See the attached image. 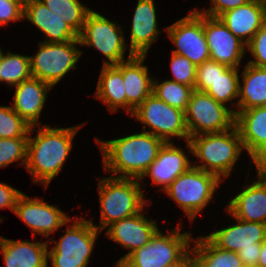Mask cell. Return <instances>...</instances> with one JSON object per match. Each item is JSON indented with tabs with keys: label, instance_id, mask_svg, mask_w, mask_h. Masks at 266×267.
<instances>
[{
	"label": "cell",
	"instance_id": "6da1fadb",
	"mask_svg": "<svg viewBox=\"0 0 266 267\" xmlns=\"http://www.w3.org/2000/svg\"><path fill=\"white\" fill-rule=\"evenodd\" d=\"M97 143L102 151L104 169L121 178L140 179L156 159L165 141L148 132L132 134Z\"/></svg>",
	"mask_w": 266,
	"mask_h": 267
},
{
	"label": "cell",
	"instance_id": "7a4b0ae2",
	"mask_svg": "<svg viewBox=\"0 0 266 267\" xmlns=\"http://www.w3.org/2000/svg\"><path fill=\"white\" fill-rule=\"evenodd\" d=\"M81 125L68 128H51L45 125L38 129L35 138L28 137L25 168L34 183L47 187L59 174L72 148V140Z\"/></svg>",
	"mask_w": 266,
	"mask_h": 267
},
{
	"label": "cell",
	"instance_id": "3957f363",
	"mask_svg": "<svg viewBox=\"0 0 266 267\" xmlns=\"http://www.w3.org/2000/svg\"><path fill=\"white\" fill-rule=\"evenodd\" d=\"M186 142L190 152L200 162H204L193 166L216 175L220 180L221 176H230L234 164L244 150L236 126L223 132L192 136Z\"/></svg>",
	"mask_w": 266,
	"mask_h": 267
},
{
	"label": "cell",
	"instance_id": "277c9868",
	"mask_svg": "<svg viewBox=\"0 0 266 267\" xmlns=\"http://www.w3.org/2000/svg\"><path fill=\"white\" fill-rule=\"evenodd\" d=\"M134 178L106 177L98 184L102 232L112 223L139 213L146 205L141 182Z\"/></svg>",
	"mask_w": 266,
	"mask_h": 267
},
{
	"label": "cell",
	"instance_id": "5b68a950",
	"mask_svg": "<svg viewBox=\"0 0 266 267\" xmlns=\"http://www.w3.org/2000/svg\"><path fill=\"white\" fill-rule=\"evenodd\" d=\"M176 227L164 235L159 229L151 240L130 253L117 267H164L179 260L194 242L189 232Z\"/></svg>",
	"mask_w": 266,
	"mask_h": 267
},
{
	"label": "cell",
	"instance_id": "8992f818",
	"mask_svg": "<svg viewBox=\"0 0 266 267\" xmlns=\"http://www.w3.org/2000/svg\"><path fill=\"white\" fill-rule=\"evenodd\" d=\"M221 180L214 174L192 166L164 191L185 211L191 221L211 202Z\"/></svg>",
	"mask_w": 266,
	"mask_h": 267
},
{
	"label": "cell",
	"instance_id": "52a82bcc",
	"mask_svg": "<svg viewBox=\"0 0 266 267\" xmlns=\"http://www.w3.org/2000/svg\"><path fill=\"white\" fill-rule=\"evenodd\" d=\"M67 227L58 243L47 251L52 267H86L100 231L92 221L79 218Z\"/></svg>",
	"mask_w": 266,
	"mask_h": 267
},
{
	"label": "cell",
	"instance_id": "ba28073f",
	"mask_svg": "<svg viewBox=\"0 0 266 267\" xmlns=\"http://www.w3.org/2000/svg\"><path fill=\"white\" fill-rule=\"evenodd\" d=\"M184 114L189 137L223 132L235 126L236 110L195 89Z\"/></svg>",
	"mask_w": 266,
	"mask_h": 267
},
{
	"label": "cell",
	"instance_id": "9c48e42d",
	"mask_svg": "<svg viewBox=\"0 0 266 267\" xmlns=\"http://www.w3.org/2000/svg\"><path fill=\"white\" fill-rule=\"evenodd\" d=\"M79 40L69 42H40L37 54L30 56L32 77L56 85L68 71L76 68V62L82 52L76 45Z\"/></svg>",
	"mask_w": 266,
	"mask_h": 267
},
{
	"label": "cell",
	"instance_id": "30bf717a",
	"mask_svg": "<svg viewBox=\"0 0 266 267\" xmlns=\"http://www.w3.org/2000/svg\"><path fill=\"white\" fill-rule=\"evenodd\" d=\"M78 40L80 46H93L100 51L108 59L104 65H117L125 61L127 44L121 27L93 10L87 14Z\"/></svg>",
	"mask_w": 266,
	"mask_h": 267
},
{
	"label": "cell",
	"instance_id": "8fae6325",
	"mask_svg": "<svg viewBox=\"0 0 266 267\" xmlns=\"http://www.w3.org/2000/svg\"><path fill=\"white\" fill-rule=\"evenodd\" d=\"M143 124L151 128L146 131L165 142H171L170 137H181L189 140V134L185 124L184 111L168 105L166 102L150 94L132 113Z\"/></svg>",
	"mask_w": 266,
	"mask_h": 267
},
{
	"label": "cell",
	"instance_id": "7c38bea8",
	"mask_svg": "<svg viewBox=\"0 0 266 267\" xmlns=\"http://www.w3.org/2000/svg\"><path fill=\"white\" fill-rule=\"evenodd\" d=\"M168 36L176 45L173 53L187 57L194 65L210 60V52L204 34V14L195 10L166 27Z\"/></svg>",
	"mask_w": 266,
	"mask_h": 267
},
{
	"label": "cell",
	"instance_id": "4fadbf2b",
	"mask_svg": "<svg viewBox=\"0 0 266 267\" xmlns=\"http://www.w3.org/2000/svg\"><path fill=\"white\" fill-rule=\"evenodd\" d=\"M204 34L210 60L228 67L239 68L247 50L246 44L236 37L220 18L204 15Z\"/></svg>",
	"mask_w": 266,
	"mask_h": 267
},
{
	"label": "cell",
	"instance_id": "5bb4252c",
	"mask_svg": "<svg viewBox=\"0 0 266 267\" xmlns=\"http://www.w3.org/2000/svg\"><path fill=\"white\" fill-rule=\"evenodd\" d=\"M14 213L32 229L34 235L38 233L46 238L56 229L71 222V218L54 205L38 198H29L24 193L17 199Z\"/></svg>",
	"mask_w": 266,
	"mask_h": 267
},
{
	"label": "cell",
	"instance_id": "9a60e30c",
	"mask_svg": "<svg viewBox=\"0 0 266 267\" xmlns=\"http://www.w3.org/2000/svg\"><path fill=\"white\" fill-rule=\"evenodd\" d=\"M141 212H143V209L133 216L112 223L106 231V236L109 239L126 249H130L125 256L117 261L116 266L134 250L146 245L158 230L156 221L152 219L148 221Z\"/></svg>",
	"mask_w": 266,
	"mask_h": 267
},
{
	"label": "cell",
	"instance_id": "2e32d148",
	"mask_svg": "<svg viewBox=\"0 0 266 267\" xmlns=\"http://www.w3.org/2000/svg\"><path fill=\"white\" fill-rule=\"evenodd\" d=\"M238 224L214 231L206 237L218 248L238 252L242 248H256L266 240V224L236 219Z\"/></svg>",
	"mask_w": 266,
	"mask_h": 267
},
{
	"label": "cell",
	"instance_id": "e0dca14e",
	"mask_svg": "<svg viewBox=\"0 0 266 267\" xmlns=\"http://www.w3.org/2000/svg\"><path fill=\"white\" fill-rule=\"evenodd\" d=\"M219 18L236 37L247 44L266 23V0H251L223 13Z\"/></svg>",
	"mask_w": 266,
	"mask_h": 267
},
{
	"label": "cell",
	"instance_id": "ac0fdd59",
	"mask_svg": "<svg viewBox=\"0 0 266 267\" xmlns=\"http://www.w3.org/2000/svg\"><path fill=\"white\" fill-rule=\"evenodd\" d=\"M257 175L259 181L245 186L226 209L235 219L266 224V180Z\"/></svg>",
	"mask_w": 266,
	"mask_h": 267
},
{
	"label": "cell",
	"instance_id": "d6986e66",
	"mask_svg": "<svg viewBox=\"0 0 266 267\" xmlns=\"http://www.w3.org/2000/svg\"><path fill=\"white\" fill-rule=\"evenodd\" d=\"M180 147L172 142H165L156 159L148 166L142 177L150 176L153 183L163 185L164 191L179 175L188 171L193 165Z\"/></svg>",
	"mask_w": 266,
	"mask_h": 267
},
{
	"label": "cell",
	"instance_id": "ffe728a7",
	"mask_svg": "<svg viewBox=\"0 0 266 267\" xmlns=\"http://www.w3.org/2000/svg\"><path fill=\"white\" fill-rule=\"evenodd\" d=\"M145 57L129 54L127 60L123 61L126 111L130 114L152 93L153 79L149 77L148 67L142 65Z\"/></svg>",
	"mask_w": 266,
	"mask_h": 267
},
{
	"label": "cell",
	"instance_id": "44dd1931",
	"mask_svg": "<svg viewBox=\"0 0 266 267\" xmlns=\"http://www.w3.org/2000/svg\"><path fill=\"white\" fill-rule=\"evenodd\" d=\"M15 88L12 109L31 127L41 125V123H38V119L48 91L52 87L38 78L31 77L16 85Z\"/></svg>",
	"mask_w": 266,
	"mask_h": 267
},
{
	"label": "cell",
	"instance_id": "7402d4cb",
	"mask_svg": "<svg viewBox=\"0 0 266 267\" xmlns=\"http://www.w3.org/2000/svg\"><path fill=\"white\" fill-rule=\"evenodd\" d=\"M158 30L154 0H138L132 20L129 54L146 55L158 39Z\"/></svg>",
	"mask_w": 266,
	"mask_h": 267
},
{
	"label": "cell",
	"instance_id": "603a6c76",
	"mask_svg": "<svg viewBox=\"0 0 266 267\" xmlns=\"http://www.w3.org/2000/svg\"><path fill=\"white\" fill-rule=\"evenodd\" d=\"M23 18L31 21L45 35L43 42H69L78 40V34L62 19L48 9L40 0H33L24 8Z\"/></svg>",
	"mask_w": 266,
	"mask_h": 267
},
{
	"label": "cell",
	"instance_id": "cb8c5ba5",
	"mask_svg": "<svg viewBox=\"0 0 266 267\" xmlns=\"http://www.w3.org/2000/svg\"><path fill=\"white\" fill-rule=\"evenodd\" d=\"M48 242L10 240L0 236L6 267H48Z\"/></svg>",
	"mask_w": 266,
	"mask_h": 267
},
{
	"label": "cell",
	"instance_id": "d4e9b609",
	"mask_svg": "<svg viewBox=\"0 0 266 267\" xmlns=\"http://www.w3.org/2000/svg\"><path fill=\"white\" fill-rule=\"evenodd\" d=\"M235 126L243 148L252 158L266 143V106L236 110Z\"/></svg>",
	"mask_w": 266,
	"mask_h": 267
},
{
	"label": "cell",
	"instance_id": "484cf974",
	"mask_svg": "<svg viewBox=\"0 0 266 267\" xmlns=\"http://www.w3.org/2000/svg\"><path fill=\"white\" fill-rule=\"evenodd\" d=\"M96 99L108 105L110 112L122 107L126 111V94L123 80V62L117 65H104L100 73Z\"/></svg>",
	"mask_w": 266,
	"mask_h": 267
},
{
	"label": "cell",
	"instance_id": "4316f807",
	"mask_svg": "<svg viewBox=\"0 0 266 267\" xmlns=\"http://www.w3.org/2000/svg\"><path fill=\"white\" fill-rule=\"evenodd\" d=\"M243 76V86L239 83V110L266 106V67L246 64Z\"/></svg>",
	"mask_w": 266,
	"mask_h": 267
},
{
	"label": "cell",
	"instance_id": "83f0119b",
	"mask_svg": "<svg viewBox=\"0 0 266 267\" xmlns=\"http://www.w3.org/2000/svg\"><path fill=\"white\" fill-rule=\"evenodd\" d=\"M195 240L192 251L196 267H240L242 265L237 252L216 247L206 236Z\"/></svg>",
	"mask_w": 266,
	"mask_h": 267
},
{
	"label": "cell",
	"instance_id": "f1b7e54d",
	"mask_svg": "<svg viewBox=\"0 0 266 267\" xmlns=\"http://www.w3.org/2000/svg\"><path fill=\"white\" fill-rule=\"evenodd\" d=\"M57 17L68 24L78 35L91 11L79 0H40Z\"/></svg>",
	"mask_w": 266,
	"mask_h": 267
},
{
	"label": "cell",
	"instance_id": "f546056e",
	"mask_svg": "<svg viewBox=\"0 0 266 267\" xmlns=\"http://www.w3.org/2000/svg\"><path fill=\"white\" fill-rule=\"evenodd\" d=\"M31 77L30 56L11 52L4 55L0 48V82L16 86Z\"/></svg>",
	"mask_w": 266,
	"mask_h": 267
},
{
	"label": "cell",
	"instance_id": "4dcf8cb0",
	"mask_svg": "<svg viewBox=\"0 0 266 267\" xmlns=\"http://www.w3.org/2000/svg\"><path fill=\"white\" fill-rule=\"evenodd\" d=\"M193 88L173 80H166L160 84L152 82V94L168 105L186 111Z\"/></svg>",
	"mask_w": 266,
	"mask_h": 267
},
{
	"label": "cell",
	"instance_id": "1f68e13d",
	"mask_svg": "<svg viewBox=\"0 0 266 267\" xmlns=\"http://www.w3.org/2000/svg\"><path fill=\"white\" fill-rule=\"evenodd\" d=\"M239 68L228 67L214 83L205 91L218 103L226 106V103L239 95Z\"/></svg>",
	"mask_w": 266,
	"mask_h": 267
},
{
	"label": "cell",
	"instance_id": "d6a6232c",
	"mask_svg": "<svg viewBox=\"0 0 266 267\" xmlns=\"http://www.w3.org/2000/svg\"><path fill=\"white\" fill-rule=\"evenodd\" d=\"M34 129L11 106H0V139L28 138Z\"/></svg>",
	"mask_w": 266,
	"mask_h": 267
},
{
	"label": "cell",
	"instance_id": "836d02e7",
	"mask_svg": "<svg viewBox=\"0 0 266 267\" xmlns=\"http://www.w3.org/2000/svg\"><path fill=\"white\" fill-rule=\"evenodd\" d=\"M28 138L0 139V167H6L14 161H20L26 166Z\"/></svg>",
	"mask_w": 266,
	"mask_h": 267
},
{
	"label": "cell",
	"instance_id": "e575fe53",
	"mask_svg": "<svg viewBox=\"0 0 266 267\" xmlns=\"http://www.w3.org/2000/svg\"><path fill=\"white\" fill-rule=\"evenodd\" d=\"M171 70L177 83L190 86L194 89L196 82V65H194L187 57L172 52Z\"/></svg>",
	"mask_w": 266,
	"mask_h": 267
},
{
	"label": "cell",
	"instance_id": "d590c367",
	"mask_svg": "<svg viewBox=\"0 0 266 267\" xmlns=\"http://www.w3.org/2000/svg\"><path fill=\"white\" fill-rule=\"evenodd\" d=\"M228 66L208 60L196 66V82L194 89L205 92Z\"/></svg>",
	"mask_w": 266,
	"mask_h": 267
},
{
	"label": "cell",
	"instance_id": "8d00e7d4",
	"mask_svg": "<svg viewBox=\"0 0 266 267\" xmlns=\"http://www.w3.org/2000/svg\"><path fill=\"white\" fill-rule=\"evenodd\" d=\"M254 59L248 62L257 67H266V23L257 31L253 38L246 44Z\"/></svg>",
	"mask_w": 266,
	"mask_h": 267
},
{
	"label": "cell",
	"instance_id": "74e56055",
	"mask_svg": "<svg viewBox=\"0 0 266 267\" xmlns=\"http://www.w3.org/2000/svg\"><path fill=\"white\" fill-rule=\"evenodd\" d=\"M24 8L13 0H0V26L21 20Z\"/></svg>",
	"mask_w": 266,
	"mask_h": 267
},
{
	"label": "cell",
	"instance_id": "f35d334b",
	"mask_svg": "<svg viewBox=\"0 0 266 267\" xmlns=\"http://www.w3.org/2000/svg\"><path fill=\"white\" fill-rule=\"evenodd\" d=\"M249 1L251 0H211L212 6L209 9H205L204 12H200L199 10L195 11L207 16L219 18L223 13L244 5Z\"/></svg>",
	"mask_w": 266,
	"mask_h": 267
},
{
	"label": "cell",
	"instance_id": "ab89813d",
	"mask_svg": "<svg viewBox=\"0 0 266 267\" xmlns=\"http://www.w3.org/2000/svg\"><path fill=\"white\" fill-rule=\"evenodd\" d=\"M21 194V191L9 186L8 184L0 183V209L9 208L14 212L17 199ZM1 221L2 218H0V222Z\"/></svg>",
	"mask_w": 266,
	"mask_h": 267
},
{
	"label": "cell",
	"instance_id": "60d3db41",
	"mask_svg": "<svg viewBox=\"0 0 266 267\" xmlns=\"http://www.w3.org/2000/svg\"><path fill=\"white\" fill-rule=\"evenodd\" d=\"M261 243H256V248H242L237 254L242 264L257 267L260 257Z\"/></svg>",
	"mask_w": 266,
	"mask_h": 267
},
{
	"label": "cell",
	"instance_id": "b9f144b4",
	"mask_svg": "<svg viewBox=\"0 0 266 267\" xmlns=\"http://www.w3.org/2000/svg\"><path fill=\"white\" fill-rule=\"evenodd\" d=\"M189 251L190 249L179 260L164 267H196L194 253L192 250Z\"/></svg>",
	"mask_w": 266,
	"mask_h": 267
},
{
	"label": "cell",
	"instance_id": "7bdbcfd3",
	"mask_svg": "<svg viewBox=\"0 0 266 267\" xmlns=\"http://www.w3.org/2000/svg\"><path fill=\"white\" fill-rule=\"evenodd\" d=\"M251 159L255 163L257 172L266 168V143Z\"/></svg>",
	"mask_w": 266,
	"mask_h": 267
},
{
	"label": "cell",
	"instance_id": "ee69618b",
	"mask_svg": "<svg viewBox=\"0 0 266 267\" xmlns=\"http://www.w3.org/2000/svg\"><path fill=\"white\" fill-rule=\"evenodd\" d=\"M257 267H266V240L261 243L260 257Z\"/></svg>",
	"mask_w": 266,
	"mask_h": 267
},
{
	"label": "cell",
	"instance_id": "f6af8a7d",
	"mask_svg": "<svg viewBox=\"0 0 266 267\" xmlns=\"http://www.w3.org/2000/svg\"><path fill=\"white\" fill-rule=\"evenodd\" d=\"M18 3L21 7L25 8L28 4H30L33 0H13Z\"/></svg>",
	"mask_w": 266,
	"mask_h": 267
},
{
	"label": "cell",
	"instance_id": "bcb514c9",
	"mask_svg": "<svg viewBox=\"0 0 266 267\" xmlns=\"http://www.w3.org/2000/svg\"><path fill=\"white\" fill-rule=\"evenodd\" d=\"M257 173L260 174L266 180V168L258 171Z\"/></svg>",
	"mask_w": 266,
	"mask_h": 267
},
{
	"label": "cell",
	"instance_id": "7dc6e473",
	"mask_svg": "<svg viewBox=\"0 0 266 267\" xmlns=\"http://www.w3.org/2000/svg\"><path fill=\"white\" fill-rule=\"evenodd\" d=\"M240 267H253V266H249V265H244V264H242Z\"/></svg>",
	"mask_w": 266,
	"mask_h": 267
}]
</instances>
